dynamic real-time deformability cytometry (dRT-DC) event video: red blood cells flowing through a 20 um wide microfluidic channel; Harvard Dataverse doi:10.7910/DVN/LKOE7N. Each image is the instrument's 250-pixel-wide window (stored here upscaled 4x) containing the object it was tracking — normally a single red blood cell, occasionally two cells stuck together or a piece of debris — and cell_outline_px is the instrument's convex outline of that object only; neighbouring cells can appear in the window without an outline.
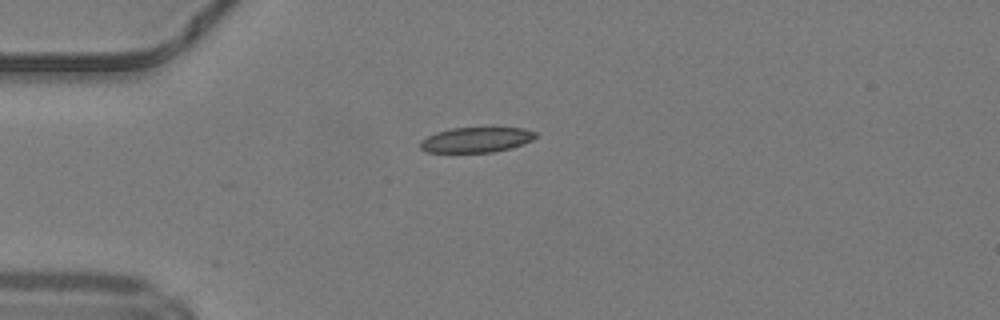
{"species": "common noctule bat (a hibernating species)", "species_latin": "Nyctalus noctula", "temperature_condition": "warm", "stored_images_in_passage": 29, "camera_frame_rate_fps": 3000, "um_per_image_px": 0.085, "animal": {"sex": "male", "body_mass_g": 19.2, "forearm_length_mm": 51.8}, "frame": {"image": 1, "passage_image": 1, "time_ms": 0.0, "image_size_px": [1000, 320], "cell_outline_px": [[536, 136], [532, 140], [512, 148], [492, 152], [428, 152], [420, 148], [420, 140], [436, 132], [452, 128], [492, 124], [524, 128], [536, 132]], "centroid_in_image_um": [40.54, 11.82], "position_along_channel_um": 44.5, "area_um2": 17.86}}
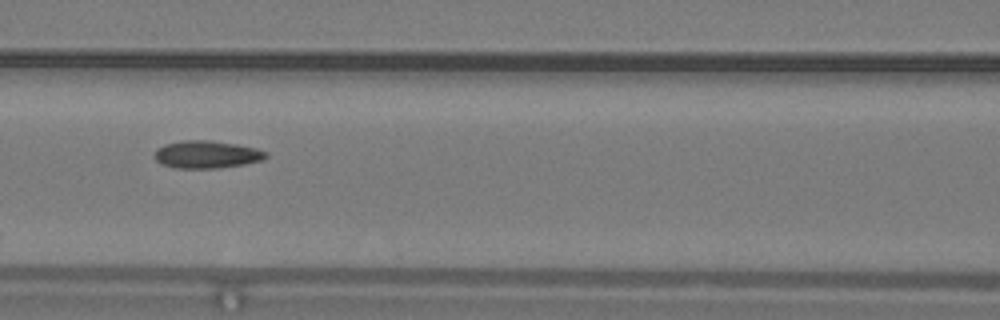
{"frame": {"image": 2, "passage_image": 10, "time_ms": 3.0, "image_size_px": [1000, 320], "cell_outline_px": [[268, 156], [264, 160], [244, 164], [216, 168], [176, 168], [160, 164], [156, 160], [156, 148], [164, 144], [184, 140], [212, 140], [236, 144], [256, 148], [268, 152]], "centroid_in_image_um": [17.59, 13.12], "position_along_channel_um": 149.0, "area_um2": 17.98}}
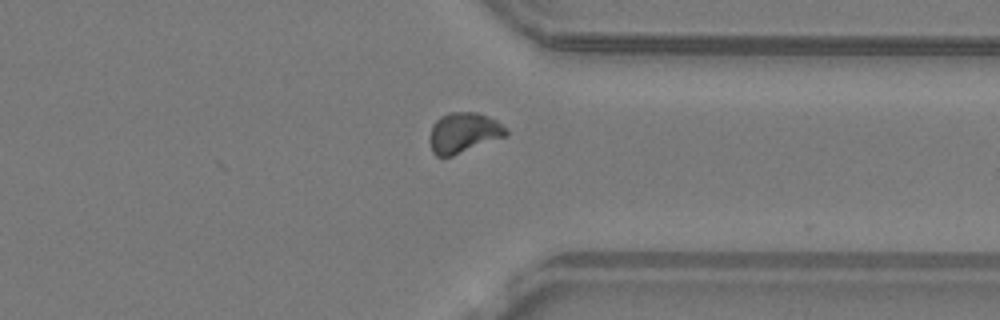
{"frame": {"image": 3, "passage_image": 26, "time_ms": 8.333, "image_size_px": [1000, 320], "cell_outline_px": [[508, 136], [452, 156], [436, 156], [432, 152], [428, 140], [428, 136], [432, 124], [440, 116], [448, 112], [476, 112], [488, 116], [496, 120], [508, 128]], "centroid_in_image_um": [39.4, 11.28], "position_along_channel_um": 372.0, "area_um2": 18.38}, "authors_computed_cell_mechanics": {"area_um2": 17.5712, "velocity_mm_per_s": 4.2187, "shape_relaxation_time_tau1_ms": 6.4186, "shape_relaxation_time_tau2_ms": 1.6871, "deformation_change_tau1": 0.1699, "deformation_change_tau2": 0.0668}}